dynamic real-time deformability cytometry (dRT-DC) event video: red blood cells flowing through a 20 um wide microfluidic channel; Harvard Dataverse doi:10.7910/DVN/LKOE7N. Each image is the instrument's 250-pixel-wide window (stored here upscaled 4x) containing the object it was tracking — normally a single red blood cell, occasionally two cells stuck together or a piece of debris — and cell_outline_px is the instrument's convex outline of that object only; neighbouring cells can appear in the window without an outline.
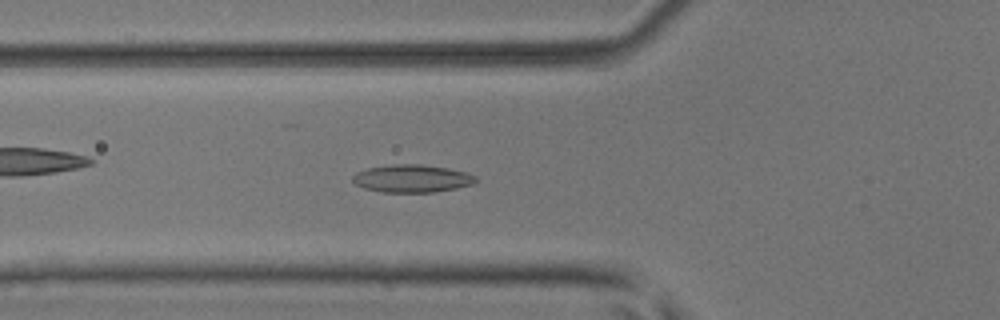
{"species": "common noctule bat (a hibernating species)", "species_latin": "Nyctalus noctula", "temperature_condition": "room temperature", "stored_images_in_passage": 52, "camera_frame_rate_fps": 3000, "um_per_image_px": 0.085, "animal": {"sex": "male", "body_mass_g": 17.9, "forearm_length_mm": 54.2}, "frame": {"image": 1, "passage_image": 19, "time_ms": 6.0, "image_size_px": [1000, 320], "cell_outline_px": [[476, 180], [472, 184], [456, 188], [432, 192], [384, 192], [364, 188], [356, 184], [352, 180], [352, 176], [356, 172], [368, 168], [392, 164], [420, 164], [448, 168], [468, 172], [476, 176]], "centroid_in_image_um": [35.02, 15.16], "position_along_channel_um": 90.8, "area_um2": 19.83}}
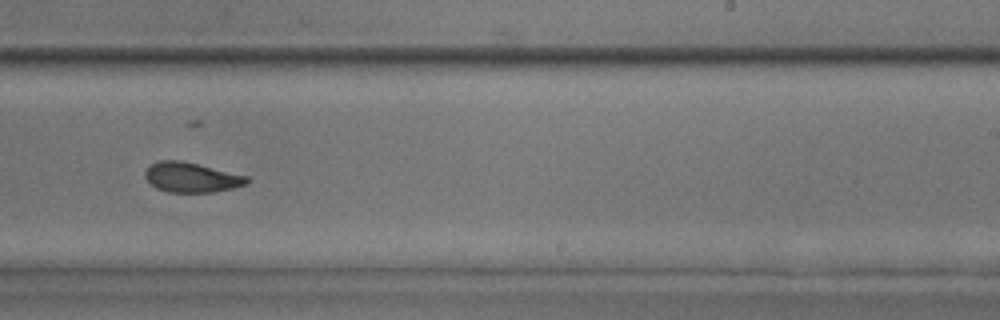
{"frame": {"image": 2, "passage_image": 33, "time_ms": 10.667, "image_size_px": [1000, 320], "cell_outline_px": [[248, 184], [232, 188], [212, 192], [168, 192], [156, 188], [144, 176], [144, 172], [152, 164], [160, 160], [180, 160], [248, 176]], "centroid_in_image_um": [16.27, 15.08], "position_along_channel_um": 272.7, "area_um2": 17.51}}
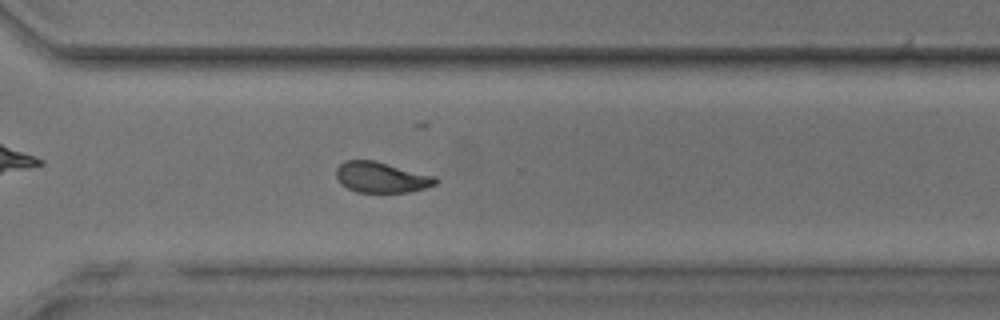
{"frame": {"image": 3, "passage_image": 38, "time_ms": 12.333, "image_size_px": [1000, 320], "cell_outline_px": [[436, 184], [424, 188], [408, 192], [356, 192], [340, 184], [336, 176], [336, 168], [344, 160], [372, 160], [436, 176]], "centroid_in_image_um": [32.37, 15.07], "position_along_channel_um": 338.2, "area_um2": 17.63}, "authors_computed_cell_mechanics": {"area_um2": 18.4382, "velocity_mm_per_s": 3.9085, "shape_relaxation_time_tau1_ms": 5.8471, "shape_relaxation_time_tau2_ms": 1.8477, "deformation_change_tau1": 0.1225, "deformation_change_tau2": 0.0791}}